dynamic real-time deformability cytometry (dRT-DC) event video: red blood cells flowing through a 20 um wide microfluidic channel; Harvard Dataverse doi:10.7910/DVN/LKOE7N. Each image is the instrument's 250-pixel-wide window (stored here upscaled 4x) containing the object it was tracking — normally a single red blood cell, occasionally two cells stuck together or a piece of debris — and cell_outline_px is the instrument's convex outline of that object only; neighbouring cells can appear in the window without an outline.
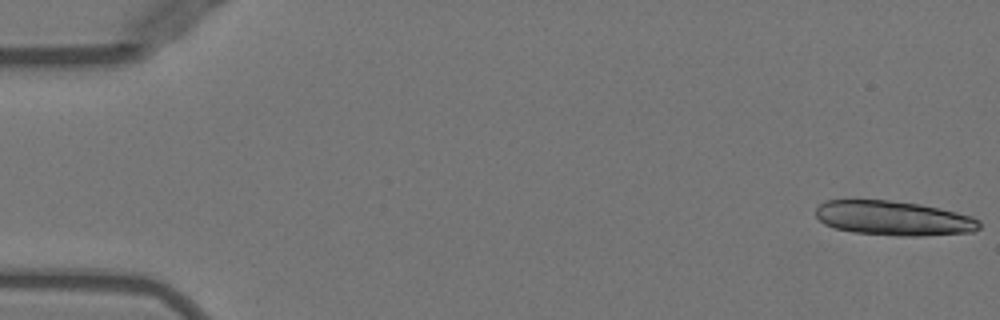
{"species": "Egyptian fruit bat (a non-hibernating species)", "species_latin": "Rousettus aegyptiacus", "temperature_condition": "warm", "stored_images_in_passage": 15, "camera_frame_rate_fps": 3000, "um_per_image_px": 0.085, "animal": {"sex": "female"}, "frame": {"image": 1, "passage_image": 1, "time_ms": 0.0, "image_size_px": [1000, 320], "cell_outline_px": [[980, 228], [972, 232], [924, 236], [896, 236], [852, 232], [836, 228], [824, 224], [816, 216], [816, 208], [824, 200], [888, 200], [920, 204], [940, 208], [972, 216], [980, 220]], "centroid_in_image_um": [75.97, 18.55], "position_along_channel_um": 9.0, "area_um2": 33.12}}